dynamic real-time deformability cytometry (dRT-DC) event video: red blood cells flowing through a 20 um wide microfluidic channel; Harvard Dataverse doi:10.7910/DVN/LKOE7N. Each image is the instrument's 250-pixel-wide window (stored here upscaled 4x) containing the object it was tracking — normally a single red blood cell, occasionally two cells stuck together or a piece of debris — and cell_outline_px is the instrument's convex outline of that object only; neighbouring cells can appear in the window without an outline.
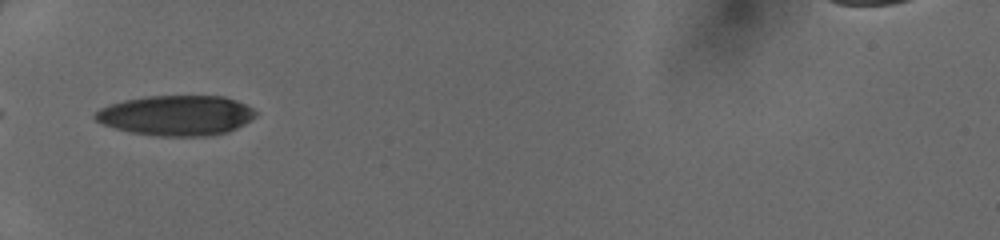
{"species": "human", "species_latin": "Homo sapiens", "temperature_condition": "cold", "stored_images_in_passage": 31, "camera_frame_rate_fps": 3000, "um_per_image_px": 0.085, "donor": {"sex": "female"}, "frame": {"image": 1, "passage_image": 1, "time_ms": 0.0, "image_size_px": [1000, 240], "cell_outline_px": [[256, 116], [244, 124], [228, 132], [204, 136], [160, 136], [132, 132], [116, 128], [104, 124], [96, 120], [92, 116], [100, 108], [108, 104], [124, 100], [148, 96], [224, 96], [236, 100], [252, 108], [256, 112]], "centroid_in_image_um": [14.98, 9.8], "position_along_channel_um": 70.0, "area_um2": 37.4}}
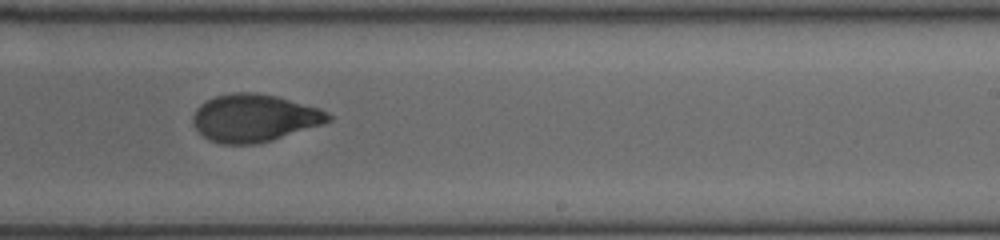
{"frame": {"image": 2, "passage_image": 15, "time_ms": 4.667, "image_size_px": [1000, 240], "cell_outline_px": [[332, 120], [324, 124], [272, 140], [256, 144], [220, 144], [204, 136], [192, 124], [192, 116], [196, 108], [200, 104], [216, 96], [236, 92], [256, 92], [276, 96], [320, 108], [328, 112], [332, 116]], "centroid_in_image_um": [21.63, 10.03], "position_along_channel_um": 267.4, "area_um2": 37.57}}
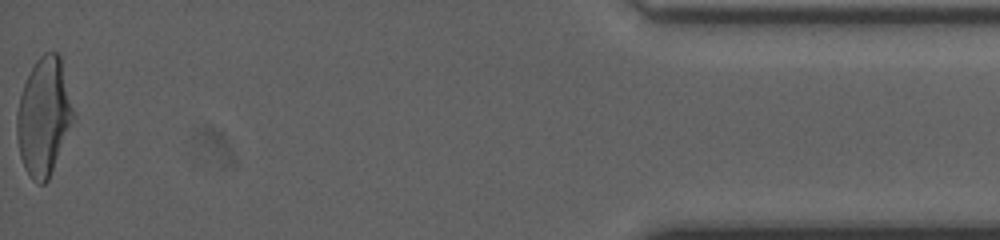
{"frame": {"image": 3, "passage_image": 31, "time_ms": 10.0, "image_size_px": [1000, 240], "cell_outline_px": [[72, 116], [48, 180], [44, 184], [36, 184], [32, 180], [20, 156], [16, 136], [16, 112], [20, 96], [24, 84], [36, 60], [44, 52], [56, 52], [60, 56], [72, 108]], "centroid_in_image_um": [3.66, 9.89], "position_along_channel_um": 431.5, "area_um2": 37.34}}